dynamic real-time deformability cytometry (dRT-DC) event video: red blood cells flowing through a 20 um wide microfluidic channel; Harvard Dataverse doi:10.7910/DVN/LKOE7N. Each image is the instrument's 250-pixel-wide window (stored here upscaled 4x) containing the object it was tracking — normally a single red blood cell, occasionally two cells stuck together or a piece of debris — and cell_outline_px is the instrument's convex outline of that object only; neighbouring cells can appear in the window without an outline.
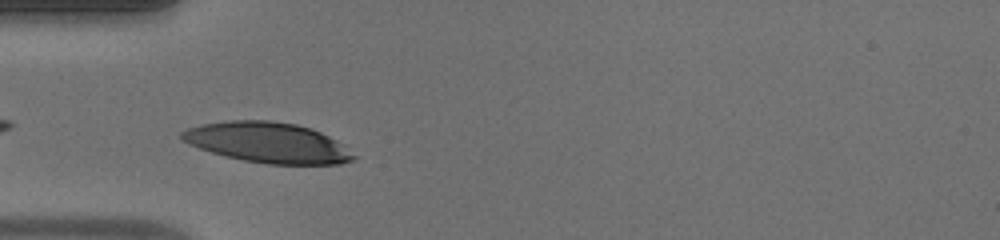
{"species": "human", "species_latin": "Homo sapiens", "temperature_condition": "warm", "stored_images_in_passage": 33, "camera_frame_rate_fps": 3000, "um_per_image_px": 0.085, "donor": {"sex": "male"}, "frame": {"image": 1, "passage_image": 2, "time_ms": 0.333, "image_size_px": [1000, 240], "cell_outline_px": [[356, 160], [340, 164], [268, 164], [244, 160], [212, 152], [188, 144], [180, 136], [180, 132], [188, 128], [204, 124], [232, 120], [268, 120], [296, 124], [312, 128], [344, 144], [356, 156]], "centroid_in_image_um": [22.81, 12.12], "position_along_channel_um": 62.2, "area_um2": 40.29}}
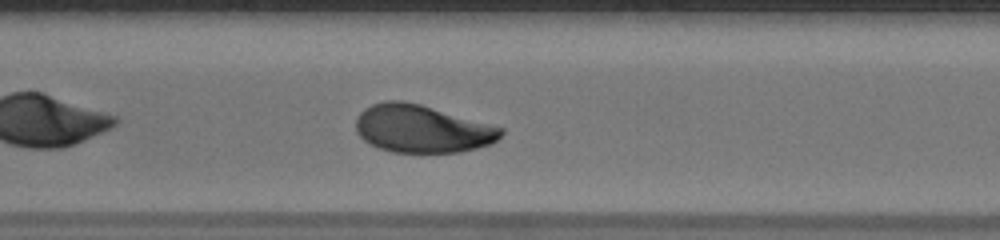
{"frame": {"image": 2, "passage_image": 10, "time_ms": 3.0, "image_size_px": [1000, 240], "cell_outline_px": [[504, 132], [492, 144], [460, 152], [392, 152], [380, 148], [364, 140], [356, 132], [356, 116], [364, 108], [372, 104], [384, 100], [400, 100], [420, 104], [504, 128]], "centroid_in_image_um": [35.85, 10.94], "position_along_channel_um": 171.5, "area_um2": 40.23}}
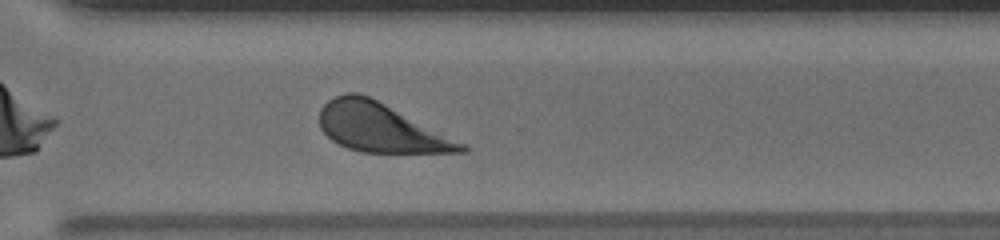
{"frame": {"image": 3, "passage_image": 22, "time_ms": 7.0, "image_size_px": [1000, 240], "cell_outline_px": [[468, 152], [360, 152], [348, 148], [332, 140], [320, 128], [320, 108], [328, 100], [336, 96], [348, 92], [356, 92], [368, 96], [468, 144]], "centroid_in_image_um": [32.37, 10.86], "position_along_channel_um": 338.2, "area_um2": 39.88}, "authors_computed_cell_mechanics": {"area_um2": 40.5178, "velocity_mm_per_s": 4.1699, "shape_relaxation_time_tau1_ms": 3.2485, "shape_relaxation_time_tau2_ms": null, "deformation_change_tau1": 0.1997, "deformation_change_tau2": null}}